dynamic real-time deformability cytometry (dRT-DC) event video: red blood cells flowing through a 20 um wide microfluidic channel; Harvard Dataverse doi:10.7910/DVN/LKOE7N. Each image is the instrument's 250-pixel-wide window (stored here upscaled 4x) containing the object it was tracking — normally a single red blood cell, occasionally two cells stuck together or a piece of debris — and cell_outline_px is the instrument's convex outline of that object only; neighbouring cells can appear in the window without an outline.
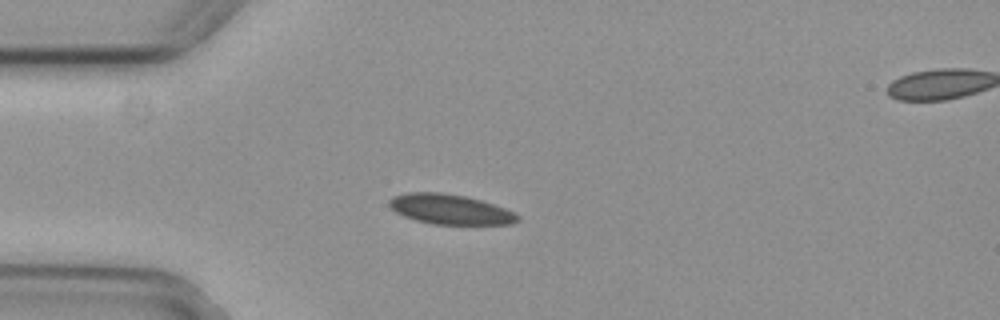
{"species": "common noctule bat (a hibernating species)", "species_latin": "Nyctalus noctula", "temperature_condition": "cold", "stored_images_in_passage": 4, "segment_of_instrument_passage": [1, 2], "camera_frame_rate_fps": 3000, "um_per_image_px": 0.085, "animal": {"sex": "female", "body_mass_g": 29.2, "forearm_length_mm": 56.3}, "frame": {"image": 1, "passage_image": 3, "time_ms": 0.667, "image_size_px": [1000, 320], "cell_outline_px": [[520, 220], [512, 224], [432, 224], [416, 220], [404, 216], [396, 212], [388, 204], [388, 200], [392, 196], [408, 192], [440, 192], [464, 196], [480, 200], [504, 208], [520, 216]], "centroid_in_image_um": [38.23, 17.79], "position_along_channel_um": 46.8, "area_um2": 22.31}}